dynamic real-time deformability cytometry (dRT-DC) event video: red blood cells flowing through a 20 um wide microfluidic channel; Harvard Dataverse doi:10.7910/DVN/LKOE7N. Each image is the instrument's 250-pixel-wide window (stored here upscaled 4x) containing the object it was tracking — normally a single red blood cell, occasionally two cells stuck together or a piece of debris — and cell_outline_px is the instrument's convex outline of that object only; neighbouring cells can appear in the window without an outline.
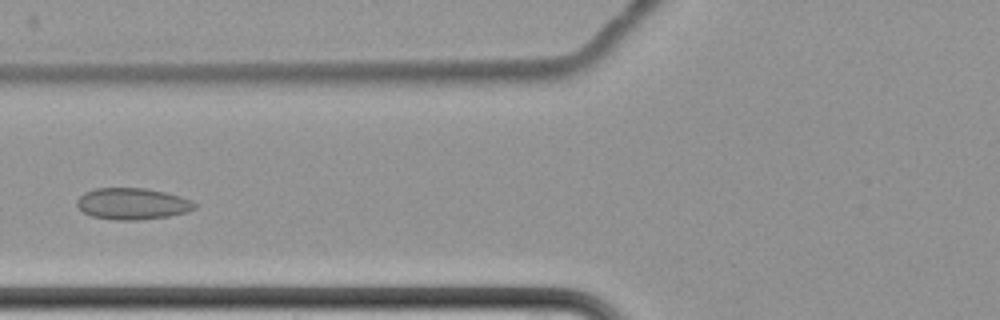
{"species": "common noctule bat (a hibernating species)", "species_latin": "Nyctalus noctula", "temperature_condition": "cold", "stored_images_in_passage": 9, "camera_frame_rate_fps": 3000, "um_per_image_px": 0.085, "animal": {"sex": "female", "body_mass_g": 22.7, "forearm_length_mm": 54.2}, "frame": {"image": 1, "passage_image": 7, "time_ms": 7.333, "image_size_px": [1000, 320], "cell_outline_px": [[196, 208], [188, 212], [168, 216], [136, 220], [112, 220], [92, 216], [84, 212], [76, 204], [76, 200], [84, 192], [96, 188], [144, 188], [164, 192], [180, 196], [192, 200], [196, 204]], "centroid_in_image_um": [11.26, 17.32], "position_along_channel_um": 114.5, "area_um2": 21.62}}
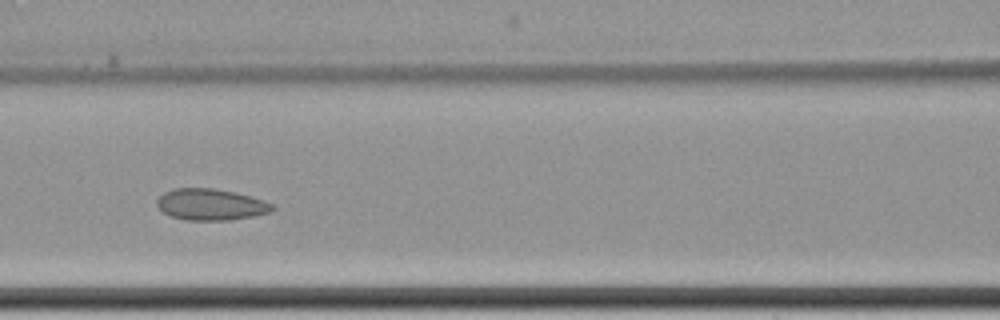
{"frame": {"image": 2, "passage_image": 8, "time_ms": 8.333, "image_size_px": [1000, 320], "cell_outline_px": [[276, 208], [272, 212], [252, 216], [228, 220], [188, 220], [172, 216], [164, 212], [156, 204], [156, 200], [164, 192], [176, 188], [216, 188], [264, 200], [276, 204]], "centroid_in_image_um": [17.95, 17.38], "position_along_channel_um": 148.6, "area_um2": 21.04}}
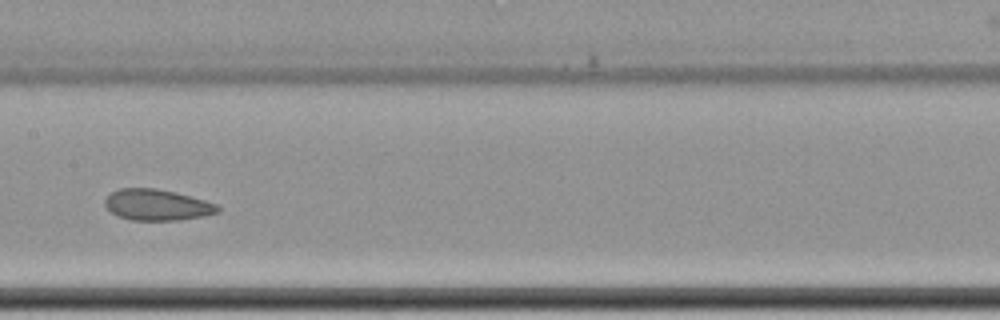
{"frame": {"image": 3, "passage_image": 9, "time_ms": 9.667, "image_size_px": [1000, 320], "cell_outline_px": [[220, 212], [204, 216], [180, 220], [132, 220], [116, 216], [104, 204], [104, 200], [112, 192], [120, 188], [156, 188], [176, 192], [220, 204]], "centroid_in_image_um": [13.39, 17.41], "position_along_channel_um": 194.0, "area_um2": 20.63}}